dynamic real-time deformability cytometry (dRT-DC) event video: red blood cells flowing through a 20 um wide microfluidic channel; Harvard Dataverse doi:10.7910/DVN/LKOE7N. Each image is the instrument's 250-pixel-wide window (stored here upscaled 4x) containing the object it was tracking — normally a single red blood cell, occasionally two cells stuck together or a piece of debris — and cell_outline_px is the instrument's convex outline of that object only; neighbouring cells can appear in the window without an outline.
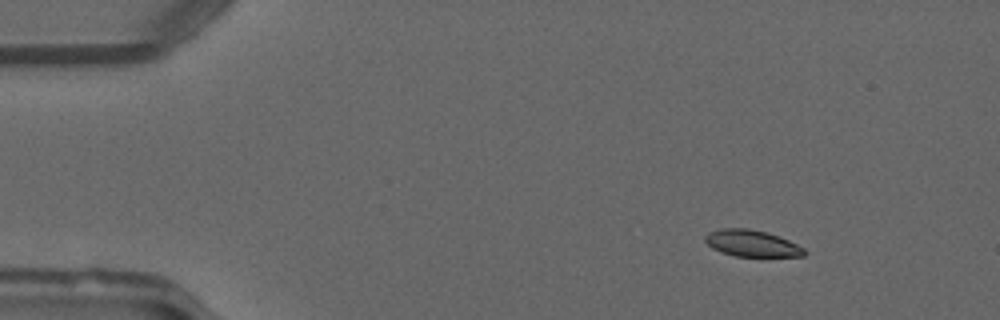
{"species": "common noctule bat (a hibernating species)", "species_latin": "Nyctalus noctula", "temperature_condition": "warm", "stored_images_in_passage": 51, "camera_frame_rate_fps": 3000, "um_per_image_px": 0.085, "animal": {"sex": "male", "forearm_length_mm": 52.5}, "frame": {"image": 1, "passage_image": 7, "time_ms": 2.0, "image_size_px": [1000, 320], "cell_outline_px": [[808, 252], [804, 256], [736, 256], [712, 248], [704, 240], [704, 236], [708, 232], [720, 228], [748, 228], [768, 232], [788, 240], [804, 248]], "centroid_in_image_um": [63.91, 20.67], "position_along_channel_um": 21.1, "area_um2": 15.32}}
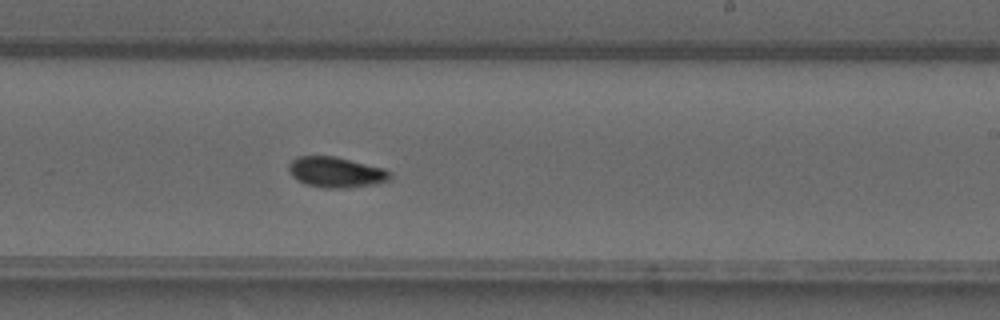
{"frame": {"image": 2, "passage_image": 31, "time_ms": 10.0, "image_size_px": [1000, 320], "cell_outline_px": [[392, 176], [388, 180], [376, 184], [344, 188], [324, 188], [304, 184], [296, 180], [292, 176], [288, 168], [288, 164], [292, 160], [300, 156], [336, 156], [384, 168], [392, 172]], "centroid_in_image_um": [28.56, 14.64], "position_along_channel_um": 260.4, "area_um2": 18.21}}
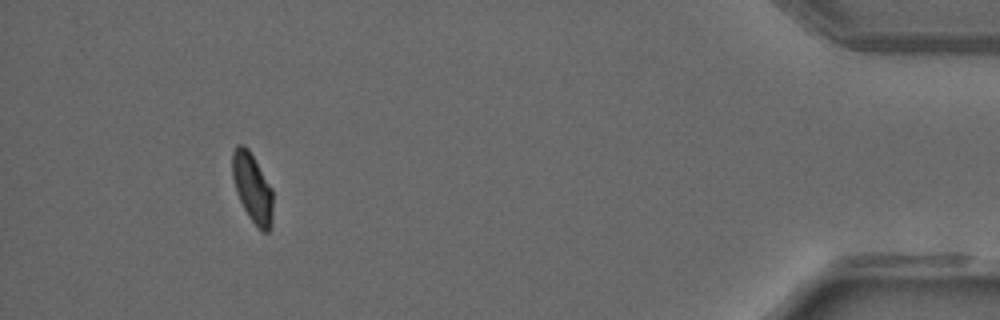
{"frame": {"image": 3, "passage_image": 47, "time_ms": 15.333, "image_size_px": [1000, 320], "cell_outline_px": [[272, 224], [268, 232], [264, 232], [248, 216], [236, 192], [232, 176], [232, 152], [236, 144], [244, 144], [248, 148], [272, 188]], "centroid_in_image_um": [21.44, 15.93], "position_along_channel_um": 413.8, "area_um2": 16.24}, "authors_computed_cell_mechanics": {"area_um2": 16.8198, "velocity_mm_per_s": 4.1132, "shape_relaxation_time_tau1_ms": null, "shape_relaxation_time_tau2_ms": 1.7695, "deformation_change_tau1": null, "deformation_change_tau2": 0.0447}}